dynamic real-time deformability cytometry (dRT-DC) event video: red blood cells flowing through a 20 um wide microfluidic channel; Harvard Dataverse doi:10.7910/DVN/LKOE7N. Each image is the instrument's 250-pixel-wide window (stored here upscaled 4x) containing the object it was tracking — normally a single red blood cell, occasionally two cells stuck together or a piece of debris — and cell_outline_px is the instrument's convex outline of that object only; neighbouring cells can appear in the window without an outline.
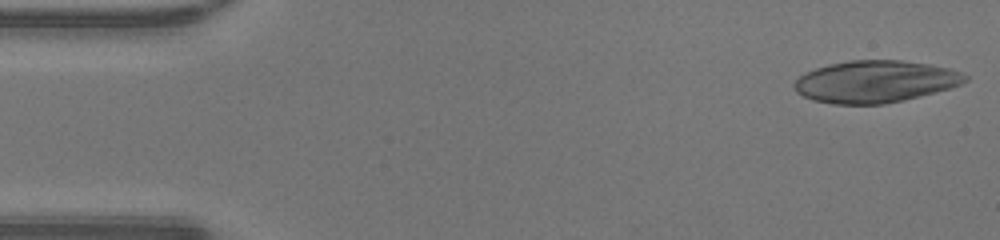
{"species": "human", "species_latin": "Homo sapiens", "temperature_condition": "warm", "stored_images_in_passage": 45, "segment_of_instrument_passage": [1, 3], "camera_frame_rate_fps": 3000, "um_per_image_px": 0.085, "donor": {"sex": "male"}, "frame": {"image": 1, "passage_image": 1, "time_ms": 0.0, "image_size_px": [1000, 240], "cell_outline_px": [[968, 80], [960, 84], [948, 88], [904, 100], [884, 104], [832, 104], [812, 100], [796, 92], [792, 84], [804, 72], [828, 64], [852, 60], [900, 60], [928, 64], [948, 68], [960, 72], [968, 76]], "centroid_in_image_um": [74.35, 6.93], "position_along_channel_um": 10.7, "area_um2": 41.73}}